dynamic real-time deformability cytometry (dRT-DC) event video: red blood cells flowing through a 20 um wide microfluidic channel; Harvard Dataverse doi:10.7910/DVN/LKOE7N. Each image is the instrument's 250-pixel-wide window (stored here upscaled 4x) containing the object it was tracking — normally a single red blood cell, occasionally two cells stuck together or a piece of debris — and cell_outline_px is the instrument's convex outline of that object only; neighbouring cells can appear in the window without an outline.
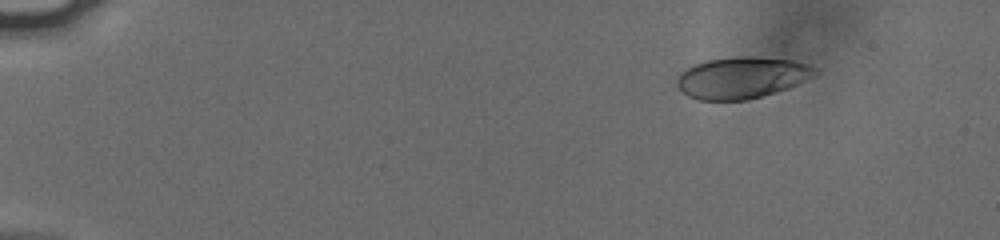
{"species": "human", "species_latin": "Homo sapiens", "temperature_condition": "cold", "stored_images_in_passage": 49, "camera_frame_rate_fps": 3000, "um_per_image_px": 0.085, "donor": {"sex": "male"}, "frame": {"image": 1, "passage_image": 1, "time_ms": 0.0, "image_size_px": [1000, 240], "cell_outline_px": [[820, 72], [788, 88], [748, 100], [696, 100], [688, 96], [676, 84], [676, 80], [680, 72], [696, 64], [708, 60], [736, 56], [752, 56], [792, 60], [804, 64]], "centroid_in_image_um": [63.01, 6.6], "position_along_channel_um": 22.0, "area_um2": 33.06}}
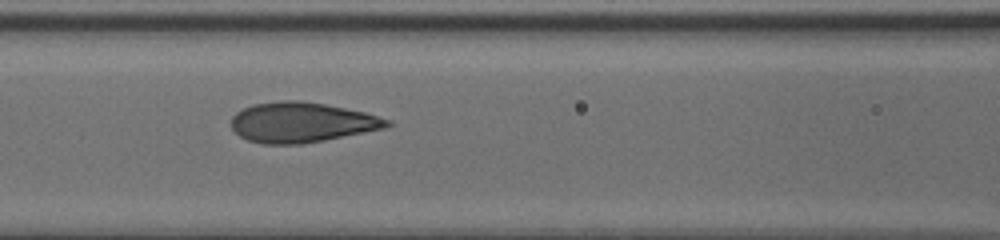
{"frame": {"image": 2, "passage_image": 20, "time_ms": 6.333, "image_size_px": [1000, 240], "cell_outline_px": [[392, 124], [384, 128], [324, 140], [300, 144], [264, 144], [248, 140], [240, 136], [232, 128], [232, 116], [236, 112], [252, 104], [284, 100], [300, 100], [324, 104], [364, 112], [392, 120]], "centroid_in_image_um": [25.63, 10.4], "position_along_channel_um": 141.0, "area_um2": 36.18}}
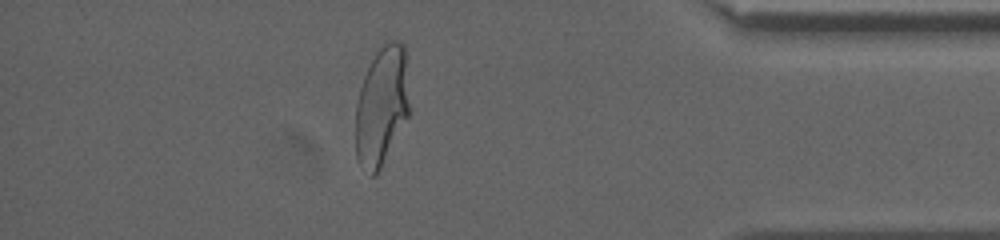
{"frame": {"image": 3, "passage_image": 43, "time_ms": 14.0, "image_size_px": [1000, 240], "cell_outline_px": [[412, 112], [376, 176], [372, 176], [360, 164], [356, 156], [356, 104], [360, 88], [364, 76], [376, 52], [384, 40], [400, 40], [404, 44]], "centroid_in_image_um": [32.5, 8.98], "position_along_channel_um": 402.7, "area_um2": 38.21}, "authors_computed_cell_mechanics": {"area_um2": 35.6626, "velocity_mm_per_s": 3.8008, "shape_relaxation_time_tau1_ms": 4.1942, "shape_relaxation_time_tau2_ms": null, "deformation_change_tau1": 0.1767, "deformation_change_tau2": null}}